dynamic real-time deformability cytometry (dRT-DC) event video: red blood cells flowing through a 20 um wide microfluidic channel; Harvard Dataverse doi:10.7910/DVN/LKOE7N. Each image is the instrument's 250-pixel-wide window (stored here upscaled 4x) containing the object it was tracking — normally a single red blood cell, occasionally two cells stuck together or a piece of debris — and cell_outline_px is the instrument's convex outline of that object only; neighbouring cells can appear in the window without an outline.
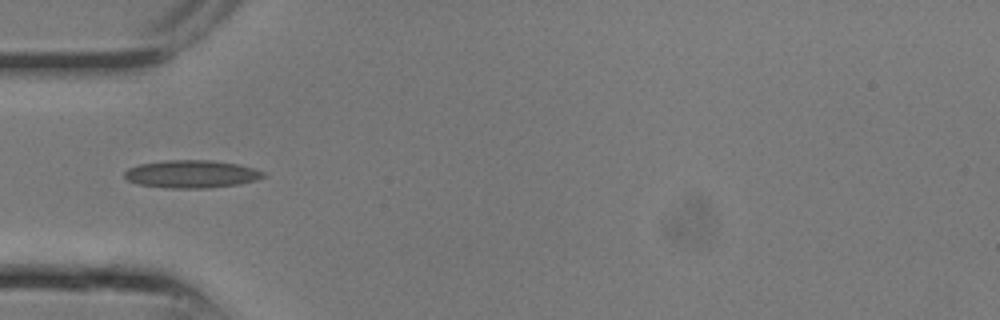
{"species": "common noctule bat (a hibernating species)", "species_latin": "Nyctalus noctula", "temperature_condition": "room temperature", "stored_images_in_passage": 7, "camera_frame_rate_fps": 3000, "um_per_image_px": 0.085, "animal": {"sex": "male", "body_mass_g": 13.3}, "frame": {"image": 1, "passage_image": 6, "time_ms": 1.667, "image_size_px": [1000, 320], "cell_outline_px": [[268, 176], [256, 180], [240, 184], [208, 188], [168, 188], [136, 184], [128, 180], [124, 176], [124, 172], [128, 168], [140, 164], [164, 160], [212, 160], [240, 164], [264, 172]], "centroid_in_image_um": [16.29, 14.79], "position_along_channel_um": 68.7, "area_um2": 22.66}}